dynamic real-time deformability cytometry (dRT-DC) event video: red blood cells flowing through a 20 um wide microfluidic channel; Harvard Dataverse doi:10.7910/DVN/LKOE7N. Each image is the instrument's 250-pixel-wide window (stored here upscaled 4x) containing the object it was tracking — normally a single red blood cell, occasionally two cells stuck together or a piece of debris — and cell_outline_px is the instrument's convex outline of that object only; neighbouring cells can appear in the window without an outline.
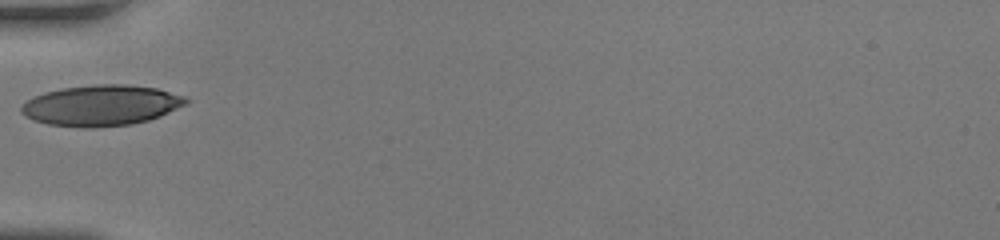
{"species": "human", "species_latin": "Homo sapiens", "temperature_condition": "room temperature", "stored_images_in_passage": 26, "camera_frame_rate_fps": 3000, "um_per_image_px": 0.085, "donor": {"sex": "female"}, "frame": {"image": 1, "passage_image": 1, "time_ms": 0.0, "image_size_px": [1000, 240], "cell_outline_px": [[188, 104], [160, 116], [148, 120], [132, 124], [92, 128], [80, 128], [48, 124], [32, 120], [24, 116], [20, 112], [20, 108], [28, 100], [44, 92], [64, 88], [96, 84], [124, 84], [156, 88], [184, 96], [188, 100]], "centroid_in_image_um": [8.6, 8.97], "position_along_channel_um": 76.4, "area_um2": 39.13}}
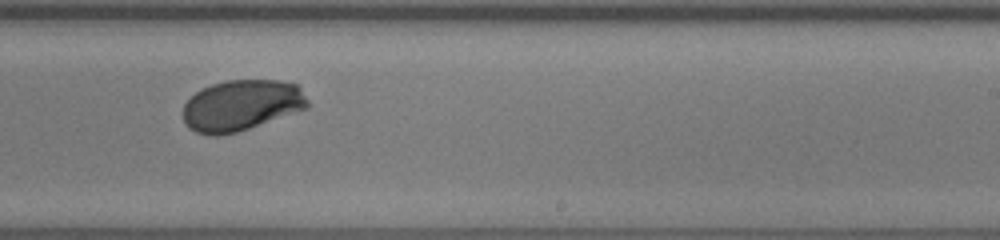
{"frame": {"image": 2, "passage_image": 15, "time_ms": 4.667, "image_size_px": [1000, 240], "cell_outline_px": [[308, 108], [236, 132], [216, 136], [212, 136], [196, 132], [188, 128], [184, 120], [184, 104], [196, 92], [212, 84], [228, 80], [280, 80], [296, 84], [300, 88], [308, 100]], "centroid_in_image_um": [20.52, 8.95], "position_along_channel_um": 268.5, "area_um2": 36.7}}
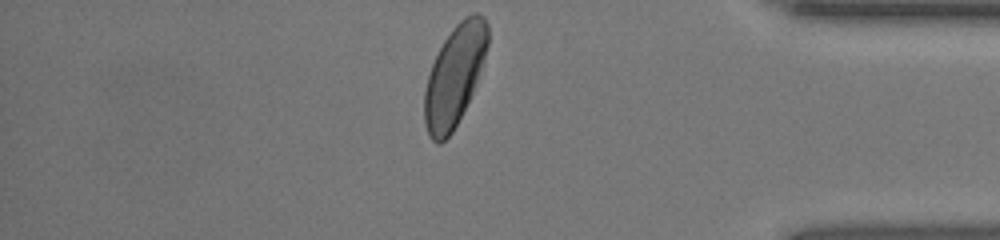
{"frame": {"image": 3, "passage_image": 26, "time_ms": 8.333, "image_size_px": [1000, 240], "cell_outline_px": [[488, 44], [472, 92], [452, 132], [440, 144], [436, 144], [428, 136], [424, 124], [424, 92], [428, 76], [432, 64], [444, 40], [456, 24], [464, 16], [472, 12], [476, 12], [484, 16], [488, 24]], "centroid_in_image_um": [38.61, 6.42], "position_along_channel_um": 396.6, "area_um2": 36.59}, "authors_computed_cell_mechanics": {"area_um2": 37.0787, "velocity_mm_per_s": 4.1358, "shape_relaxation_time_tau1_ms": 2.5776, "shape_relaxation_time_tau2_ms": null, "deformation_change_tau1": 0.144, "deformation_change_tau2": null}}